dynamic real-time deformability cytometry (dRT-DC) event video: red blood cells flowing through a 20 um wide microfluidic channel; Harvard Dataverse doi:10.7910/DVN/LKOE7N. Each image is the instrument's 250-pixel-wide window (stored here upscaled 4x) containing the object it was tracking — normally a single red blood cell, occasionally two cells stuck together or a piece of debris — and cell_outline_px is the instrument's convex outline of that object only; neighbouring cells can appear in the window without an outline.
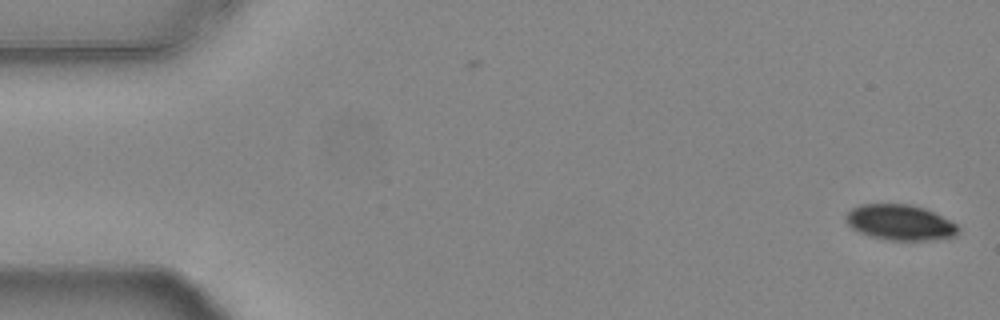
{"species": "common noctule bat (a hibernating species)", "species_latin": "Nyctalus noctula", "temperature_condition": "warm", "stored_images_in_passage": 54, "camera_frame_rate_fps": 3000, "um_per_image_px": 0.085, "animal": {"sex": "female", "body_mass_g": 24.6, "forearm_length_mm": 56.2}, "frame": {"image": 1, "passage_image": 1, "time_ms": 0.0, "image_size_px": [1000, 320], "cell_outline_px": [[960, 232], [956, 236], [932, 240], [888, 240], [868, 236], [852, 228], [844, 220], [844, 216], [852, 208], [860, 204], [912, 204], [924, 208], [956, 224], [960, 228]], "centroid_in_image_um": [76.49, 18.91], "position_along_channel_um": 8.5, "area_um2": 23.35}}
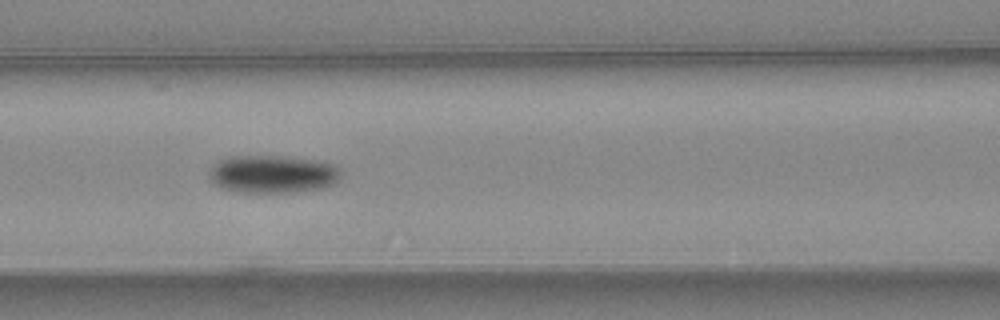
{"frame": {"image": 2, "passage_image": 23, "time_ms": 7.333, "image_size_px": [1000, 320], "cell_outline_px": [[340, 180], [336, 184], [324, 188], [292, 192], [236, 192], [220, 188], [208, 176], [208, 172], [212, 164], [216, 160], [228, 156], [288, 156], [324, 160], [336, 164], [340, 168]], "centroid_in_image_um": [23.21, 14.78], "position_along_channel_um": 143.4, "area_um2": 29.94}}
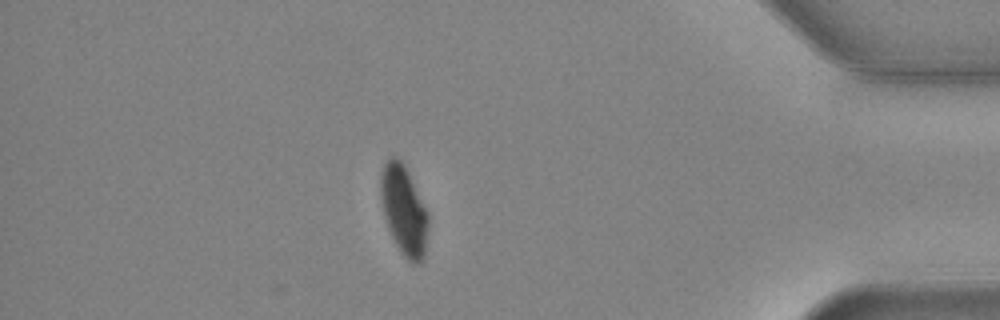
{"frame": {"image": 3, "passage_image": 47, "time_ms": 15.333, "image_size_px": [1000, 320], "cell_outline_px": [[428, 224], [424, 256], [416, 264], [412, 264], [404, 256], [396, 244], [388, 228], [384, 216], [380, 196], [380, 172], [384, 164], [392, 156], [396, 156], [404, 164], [428, 212]], "centroid_in_image_um": [34.31, 17.85], "position_along_channel_um": 400.9, "area_um2": 24.62}, "authors_computed_cell_mechanics": {"area_um2": 26.7614, "velocity_mm_per_s": 3.7637, "shape_relaxation_time_tau1_ms": 2.9181, "shape_relaxation_time_tau2_ms": null, "deformation_change_tau1": 0.0911, "deformation_change_tau2": null}}